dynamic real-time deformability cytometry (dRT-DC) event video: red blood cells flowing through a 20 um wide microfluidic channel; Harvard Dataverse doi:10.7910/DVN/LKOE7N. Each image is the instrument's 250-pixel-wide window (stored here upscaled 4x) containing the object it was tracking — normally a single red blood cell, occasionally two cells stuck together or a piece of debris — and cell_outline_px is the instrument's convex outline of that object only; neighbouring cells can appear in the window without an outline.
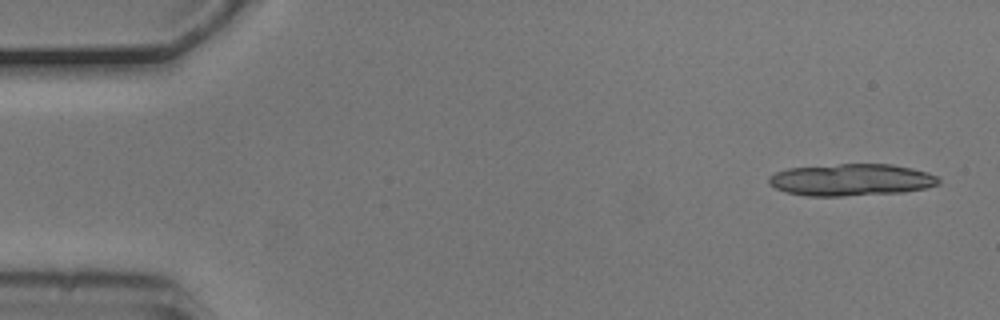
{"species": "common noctule bat (a hibernating species)", "species_latin": "Nyctalus noctula", "temperature_condition": "cold", "stored_images_in_passage": 5, "camera_frame_rate_fps": 3000, "um_per_image_px": 0.085, "animal": {"sex": "male", "body_mass_g": 20.5, "forearm_length_mm": 52.5}, "frame": {"image": 1, "passage_image": 1, "time_ms": 0.0, "image_size_px": [1000, 320], "cell_outline_px": [[940, 184], [924, 188], [904, 192], [840, 196], [804, 196], [784, 192], [768, 184], [768, 176], [776, 172], [788, 168], [840, 164], [892, 164], [912, 168], [928, 172], [936, 176], [940, 180]], "centroid_in_image_um": [72.33, 15.29], "position_along_channel_um": 12.7, "area_um2": 31.79}}